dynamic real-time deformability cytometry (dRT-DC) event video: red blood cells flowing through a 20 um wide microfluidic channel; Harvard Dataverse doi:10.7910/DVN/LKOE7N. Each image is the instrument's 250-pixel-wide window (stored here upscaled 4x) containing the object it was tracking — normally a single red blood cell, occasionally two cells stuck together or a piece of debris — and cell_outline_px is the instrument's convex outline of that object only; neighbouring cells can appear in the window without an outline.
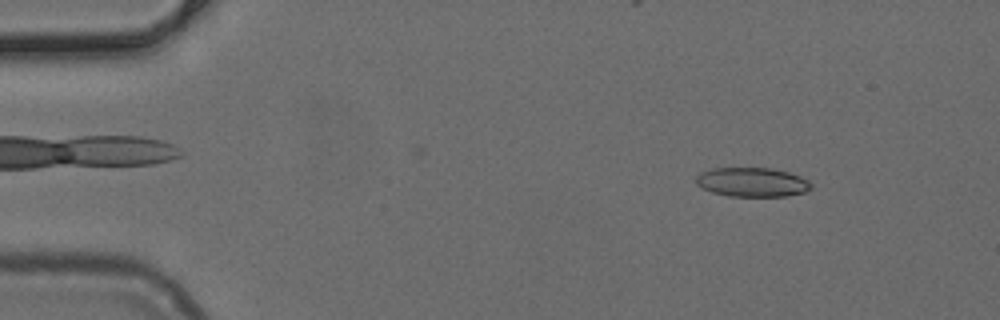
{"species": "common noctule bat (a hibernating species)", "species_latin": "Nyctalus noctula", "temperature_condition": "cold", "stored_images_in_passage": 49, "camera_frame_rate_fps": 3000, "um_per_image_px": 0.085, "animal": {"sex": "female", "body_mass_g": 24.6, "forearm_length_mm": 56.2}, "frame": {"image": 1, "passage_image": 6, "time_ms": 1.667, "image_size_px": [1000, 320], "cell_outline_px": [[812, 188], [804, 192], [788, 196], [728, 196], [712, 192], [696, 184], [696, 176], [700, 172], [712, 168], [772, 168], [788, 172], [800, 176], [808, 180], [812, 184]], "centroid_in_image_um": [63.94, 15.48], "position_along_channel_um": 21.1, "area_um2": 19.65}}
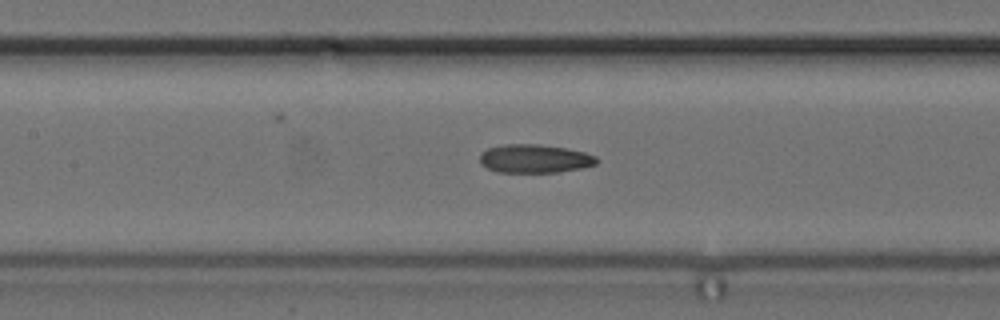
{"frame": {"image": 2, "passage_image": 23, "time_ms": 7.333, "image_size_px": [1000, 320], "cell_outline_px": [[600, 160], [596, 164], [584, 168], [560, 172], [496, 172], [480, 164], [480, 152], [488, 148], [504, 144], [540, 144], [568, 148], [584, 152], [596, 156]], "centroid_in_image_um": [45.47, 13.48], "position_along_channel_um": 161.9, "area_um2": 19.71}}
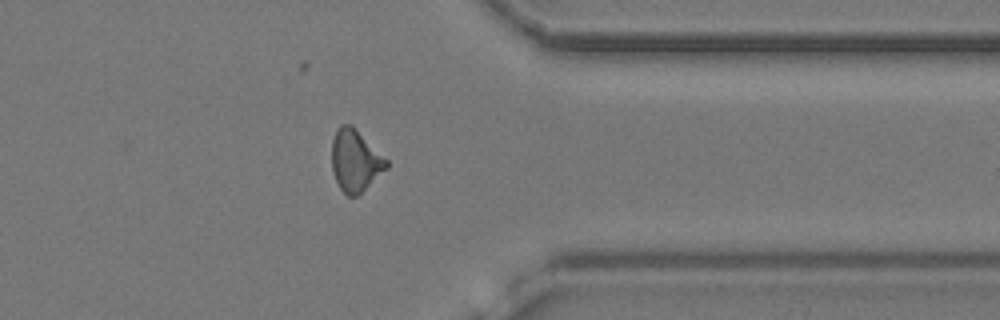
{"frame": {"image": 3, "passage_image": 40, "time_ms": 13.0, "image_size_px": [1000, 320], "cell_outline_px": [[388, 168], [356, 196], [348, 196], [340, 188], [332, 172], [332, 140], [336, 128], [340, 124], [352, 124], [388, 160]], "centroid_in_image_um": [30.19, 13.62], "position_along_channel_um": 381.2, "area_um2": 19.71}}